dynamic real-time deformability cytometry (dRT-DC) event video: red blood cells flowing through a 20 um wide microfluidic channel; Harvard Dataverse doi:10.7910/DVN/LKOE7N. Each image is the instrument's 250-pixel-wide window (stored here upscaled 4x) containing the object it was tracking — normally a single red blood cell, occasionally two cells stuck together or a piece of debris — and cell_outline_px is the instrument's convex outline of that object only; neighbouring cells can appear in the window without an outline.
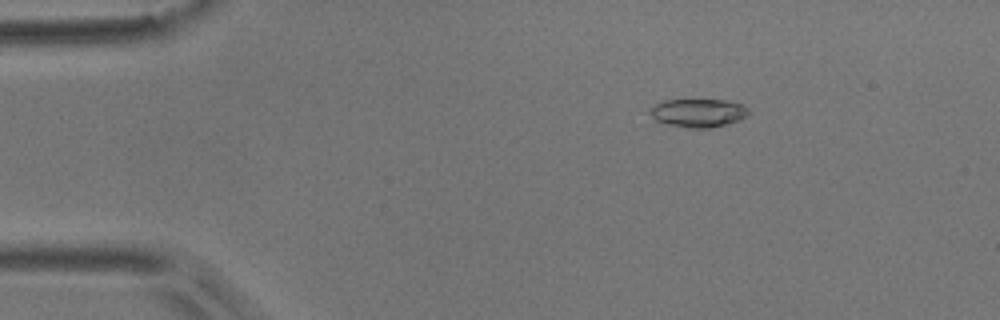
{"species": "common noctule bat (a hibernating species)", "species_latin": "Nyctalus noctula", "temperature_condition": "room temperature", "stored_images_in_passage": 2, "camera_frame_rate_fps": 3000, "um_per_image_px": 0.085, "animal": {"sex": "male", "body_mass_g": 17.9}, "frame": {"image": 1, "passage_image": 2, "time_ms": 2.333, "image_size_px": [1000, 320], "cell_outline_px": [[748, 116], [740, 120], [708, 128], [692, 128], [668, 124], [652, 120], [652, 108], [656, 104], [664, 100], [728, 100], [744, 104], [748, 108]], "centroid_in_image_um": [59.39, 9.59], "position_along_channel_um": 25.6, "area_um2": 16.18}}